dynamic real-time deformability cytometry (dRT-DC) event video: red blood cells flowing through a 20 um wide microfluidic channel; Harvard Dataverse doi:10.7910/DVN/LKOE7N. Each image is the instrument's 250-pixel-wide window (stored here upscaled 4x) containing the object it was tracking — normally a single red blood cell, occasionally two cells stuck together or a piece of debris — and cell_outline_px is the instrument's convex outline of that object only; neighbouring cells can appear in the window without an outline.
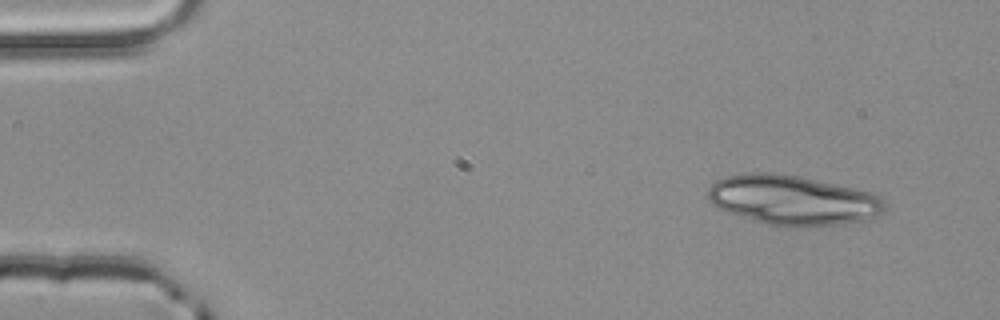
{"species": "common noctule bat (a hibernating species)", "species_latin": "Nyctalus noctula", "temperature_condition": "room temperature", "stored_images_in_passage": 4, "segment_of_instrument_passage": [1, 2], "camera_frame_rate_fps": 3000, "um_per_image_px": 0.085, "animal": {"sex": "male", "body_mass_g": 20.4}, "frame": {"image": 1, "passage_image": 1, "time_ms": 0.0, "image_size_px": [1000, 320], "cell_outline_px": [[888, 204], [876, 216], [868, 220], [848, 224], [788, 228], [768, 224], [752, 220], [716, 208], [708, 200], [708, 188], [716, 180], [724, 176], [744, 172], [768, 172], [800, 176], [872, 192], [880, 196]], "centroid_in_image_um": [67.38, 17.02], "position_along_channel_um": 17.6, "area_um2": 52.02}}